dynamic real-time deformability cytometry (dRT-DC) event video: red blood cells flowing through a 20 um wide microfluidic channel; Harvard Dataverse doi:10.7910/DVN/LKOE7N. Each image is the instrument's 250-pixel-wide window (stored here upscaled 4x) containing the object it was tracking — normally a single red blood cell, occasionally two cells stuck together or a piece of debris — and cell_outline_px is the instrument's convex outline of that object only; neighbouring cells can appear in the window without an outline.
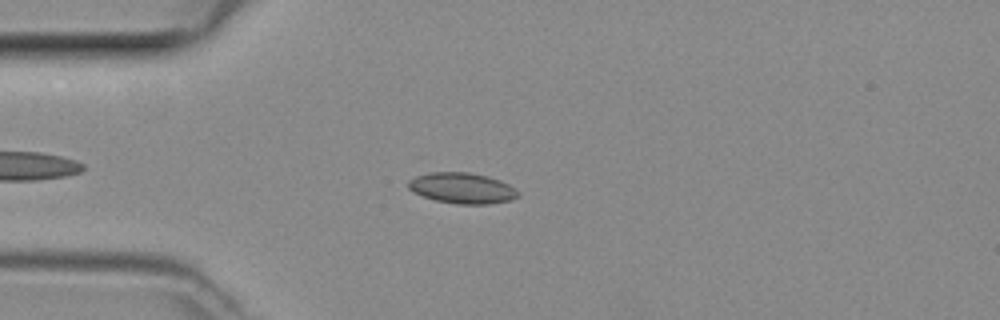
{"species": "common noctule bat (a hibernating species)", "species_latin": "Nyctalus noctula", "temperature_condition": "room temperature", "stored_images_in_passage": 43, "camera_frame_rate_fps": 3000, "um_per_image_px": 0.085, "animal": {"sex": "female", "body_mass_g": 29.2, "forearm_length_mm": 56.3}, "frame": {"image": 1, "passage_image": 7, "time_ms": 2.0, "image_size_px": [1000, 320], "cell_outline_px": [[520, 196], [512, 200], [488, 204], [456, 204], [436, 200], [412, 192], [408, 188], [408, 180], [416, 176], [428, 172], [468, 172], [488, 176], [500, 180], [516, 188], [520, 192]], "centroid_in_image_um": [39.31, 15.99], "position_along_channel_um": 45.7, "area_um2": 19.88}}
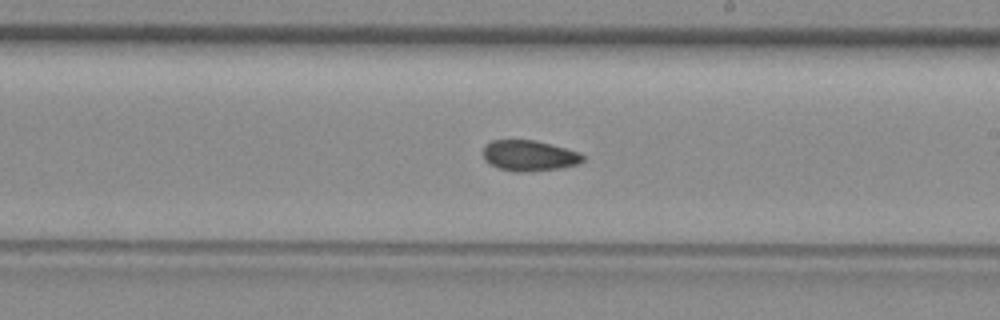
{"frame": {"image": 2, "passage_image": 22, "time_ms": 7.0, "image_size_px": [1000, 320], "cell_outline_px": [[584, 160], [576, 164], [560, 168], [524, 172], [516, 172], [500, 168], [484, 160], [484, 148], [492, 140], [536, 140], [580, 152], [584, 156]], "centroid_in_image_um": [45.01, 13.22], "position_along_channel_um": 244.0, "area_um2": 17.63}}
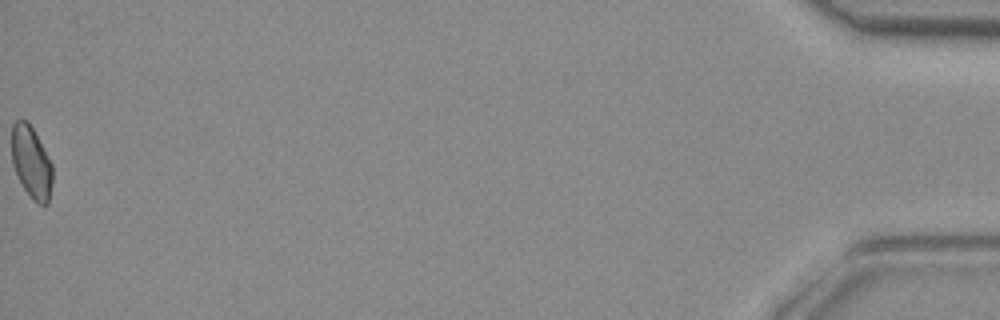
{"frame": {"image": 3, "passage_image": 43, "time_ms": 14.0, "image_size_px": [1000, 320], "cell_outline_px": [[52, 184], [48, 204], [36, 204], [32, 200], [24, 188], [12, 164], [12, 124], [16, 120], [28, 120], [52, 164]], "centroid_in_image_um": [2.66, 13.81], "position_along_channel_um": 432.5, "area_um2": 17.05}}